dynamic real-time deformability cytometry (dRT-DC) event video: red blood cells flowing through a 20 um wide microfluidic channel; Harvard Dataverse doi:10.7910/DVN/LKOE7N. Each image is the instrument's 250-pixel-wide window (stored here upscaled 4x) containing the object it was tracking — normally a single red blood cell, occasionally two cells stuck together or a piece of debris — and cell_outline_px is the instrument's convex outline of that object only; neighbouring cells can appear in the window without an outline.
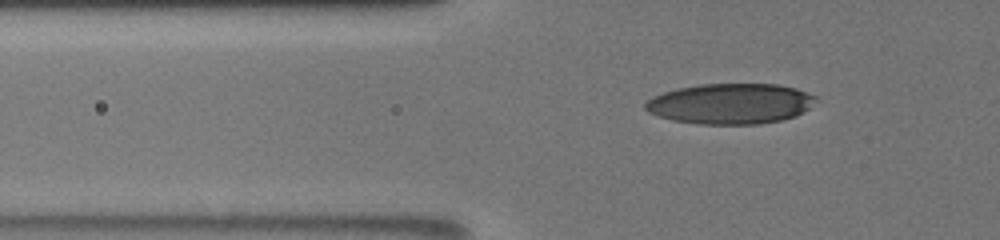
{"species": "human", "species_latin": "Homo sapiens", "temperature_condition": "room temperature", "stored_images_in_passage": 42, "camera_frame_rate_fps": 3000, "um_per_image_px": 0.085, "donor": {"sex": "male"}, "frame": {"image": 1, "passage_image": 11, "time_ms": 2.667, "image_size_px": [1000, 240], "cell_outline_px": [[816, 96], [808, 108], [804, 112], [796, 116], [780, 120], [760, 124], [700, 124], [672, 120], [648, 112], [644, 108], [644, 104], [648, 100], [664, 92], [680, 88], [700, 84], [780, 84], [796, 88]], "centroid_in_image_um": [62.1, 8.81], "position_along_channel_um": 63.7, "area_um2": 40.0}}
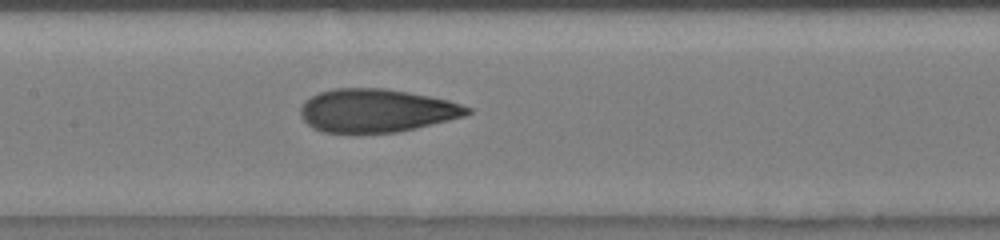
{"frame": {"image": 2, "passage_image": 23, "time_ms": 6.0, "image_size_px": [1000, 240], "cell_outline_px": [[472, 112], [464, 116], [416, 128], [396, 132], [324, 132], [312, 128], [300, 116], [300, 108], [304, 100], [320, 92], [336, 88], [384, 88], [408, 92], [448, 100], [472, 108]], "centroid_in_image_um": [31.98, 9.39], "position_along_channel_um": 175.4, "area_um2": 41.79}}
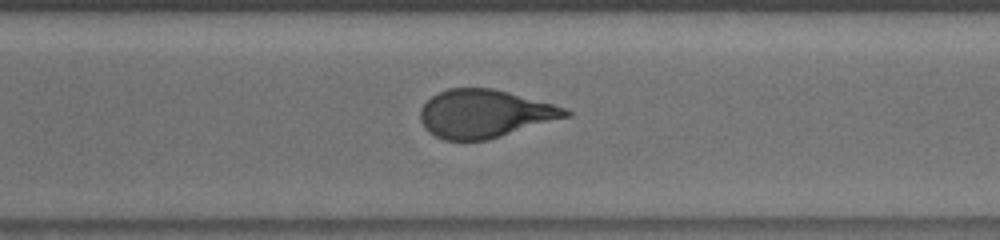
{"frame": {"image": 3, "passage_image": 39, "time_ms": 10.0, "image_size_px": [1000, 240], "cell_outline_px": [[572, 116], [488, 140], [444, 140], [428, 132], [424, 128], [420, 120], [420, 108], [432, 96], [448, 88], [492, 88], [508, 92], [568, 108], [572, 112]], "centroid_in_image_um": [41.21, 9.67], "position_along_channel_um": 329.4, "area_um2": 40.86}}